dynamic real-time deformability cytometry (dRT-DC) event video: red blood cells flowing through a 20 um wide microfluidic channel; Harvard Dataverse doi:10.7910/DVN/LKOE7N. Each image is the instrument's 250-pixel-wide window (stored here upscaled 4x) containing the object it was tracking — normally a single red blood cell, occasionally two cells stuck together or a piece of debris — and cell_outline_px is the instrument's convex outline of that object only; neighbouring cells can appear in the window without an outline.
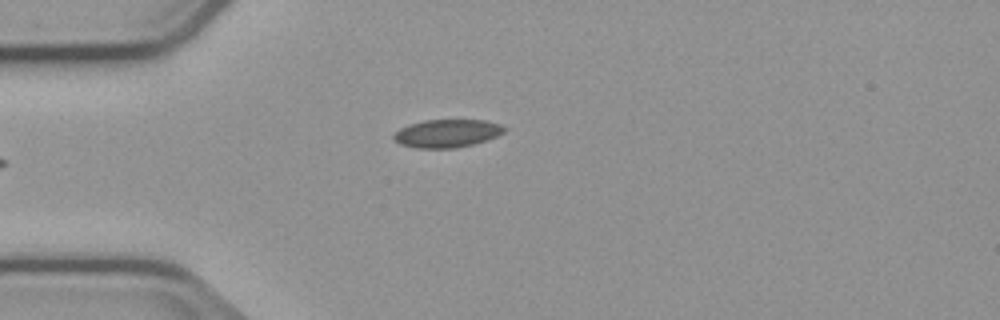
{"species": "common noctule bat (a hibernating species)", "species_latin": "Nyctalus noctula", "temperature_condition": "cold", "stored_images_in_passage": 7, "camera_frame_rate_fps": 3000, "um_per_image_px": 0.085, "animal": {"sex": "male", "body_mass_g": 23.1, "forearm_length_mm": 52.7}, "frame": {"image": 1, "passage_image": 4, "time_ms": 4.667, "image_size_px": [1000, 320], "cell_outline_px": [[504, 132], [496, 136], [472, 144], [456, 148], [416, 148], [400, 144], [392, 136], [400, 128], [408, 124], [424, 120], [484, 120], [500, 124], [504, 128]], "centroid_in_image_um": [37.96, 11.33], "position_along_channel_um": 47.0, "area_um2": 17.86}}
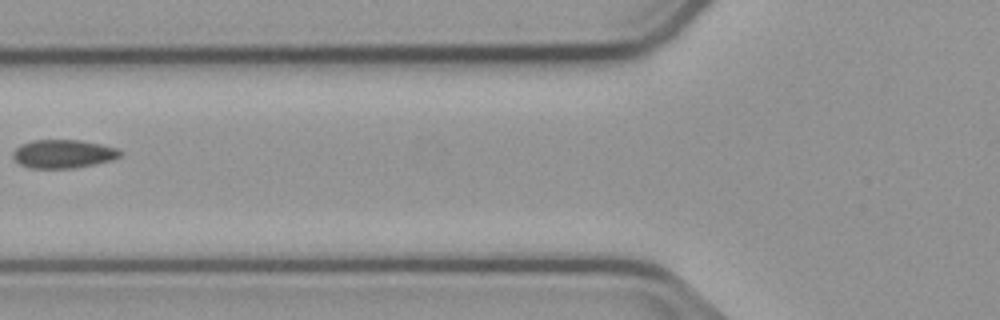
{"frame": {"image": 2, "passage_image": 6, "time_ms": 7.0, "image_size_px": [1000, 320], "cell_outline_px": [[120, 156], [112, 160], [72, 168], [28, 168], [20, 164], [12, 156], [12, 152], [20, 144], [32, 140], [80, 140], [100, 144], [116, 148], [120, 152]], "centroid_in_image_um": [5.32, 13.07], "position_along_channel_um": 120.5, "area_um2": 17.63}}
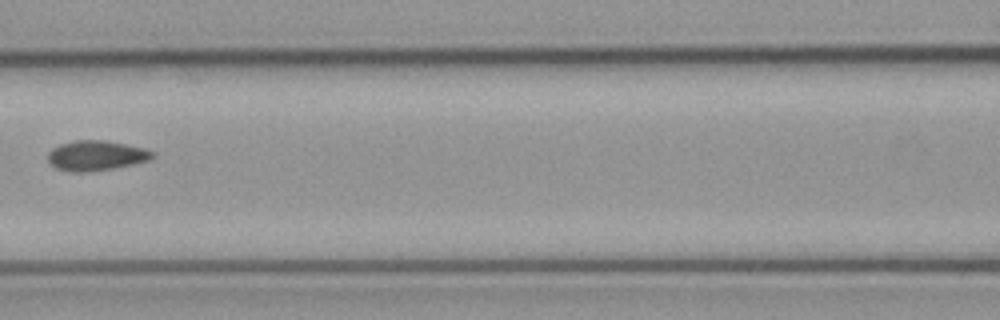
{"frame": {"image": 3, "passage_image": 7, "time_ms": 8.0, "image_size_px": [1000, 320], "cell_outline_px": [[152, 156], [148, 160], [132, 164], [112, 168], [84, 172], [72, 172], [56, 168], [48, 160], [48, 152], [52, 148], [60, 144], [76, 140], [104, 140], [144, 148], [152, 152]], "centroid_in_image_um": [8.11, 13.22], "position_along_channel_um": 158.5, "area_um2": 17.92}}